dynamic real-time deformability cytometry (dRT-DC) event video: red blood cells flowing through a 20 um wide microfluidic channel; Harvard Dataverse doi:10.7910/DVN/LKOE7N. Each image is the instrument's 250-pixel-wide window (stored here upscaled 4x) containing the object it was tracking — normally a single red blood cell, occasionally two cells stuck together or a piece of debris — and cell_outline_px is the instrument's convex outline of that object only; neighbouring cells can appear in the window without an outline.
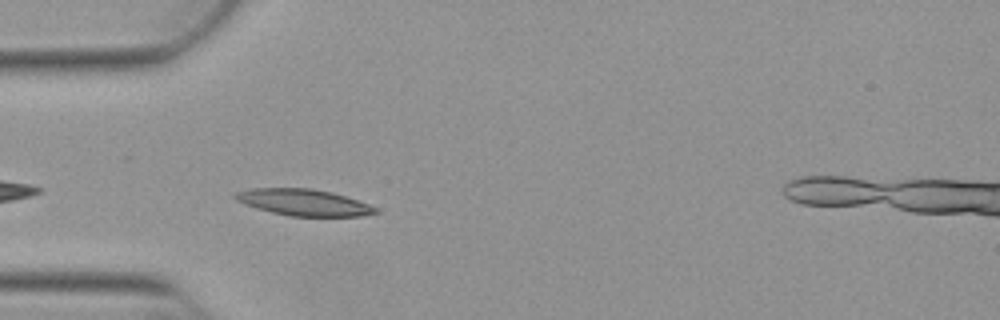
{"species": "Egyptian fruit bat (a non-hibernating species)", "species_latin": "Rousettus aegyptiacus", "temperature_condition": "warm", "stored_images_in_passage": 27, "camera_frame_rate_fps": 3000, "um_per_image_px": 0.085, "animal": {"sex": "female"}, "frame": {"image": 1, "passage_image": 2, "time_ms": 0.333, "image_size_px": [1000, 320], "cell_outline_px": [[380, 212], [360, 216], [288, 216], [256, 208], [244, 204], [236, 200], [232, 196], [236, 192], [252, 188], [312, 188], [332, 192], [368, 204], [376, 208]], "centroid_in_image_um": [25.77, 17.2], "position_along_channel_um": 59.2, "area_um2": 21.56}}
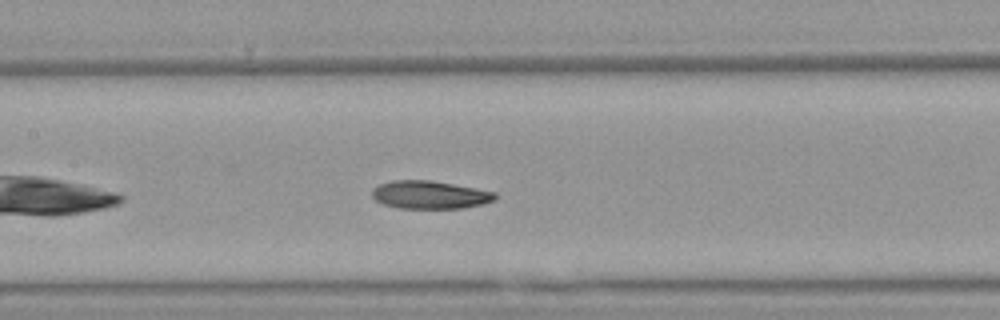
{"frame": {"image": 2, "passage_image": 11, "time_ms": 3.333, "image_size_px": [1000, 320], "cell_outline_px": [[496, 200], [484, 204], [460, 208], [400, 208], [384, 204], [376, 200], [372, 196], [372, 188], [380, 184], [392, 180], [432, 180], [496, 192]], "centroid_in_image_um": [36.55, 16.55], "position_along_channel_um": 170.9, "area_um2": 20.06}}
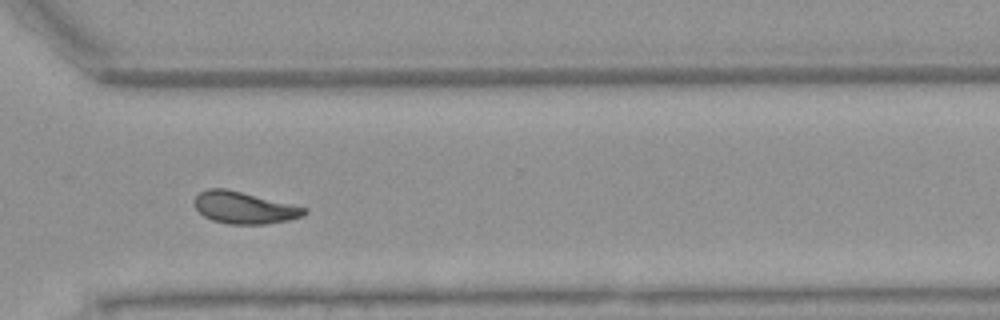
{"frame": {"image": 3, "passage_image": 25, "time_ms": 8.0, "image_size_px": [1000, 320], "cell_outline_px": [[308, 212], [304, 216], [288, 220], [264, 224], [228, 224], [212, 220], [204, 216], [196, 208], [192, 200], [200, 192], [208, 188], [224, 188], [308, 208]], "centroid_in_image_um": [20.75, 17.66], "position_along_channel_um": 349.9, "area_um2": 20.35}, "authors_computed_cell_mechanics": {"area_um2": 20.4612, "velocity_mm_per_s": 3.837, "shape_relaxation_time_tau1_ms": null, "shape_relaxation_time_tau2_ms": 5.1664, "deformation_change_tau1": null, "deformation_change_tau2": 0.1241}}